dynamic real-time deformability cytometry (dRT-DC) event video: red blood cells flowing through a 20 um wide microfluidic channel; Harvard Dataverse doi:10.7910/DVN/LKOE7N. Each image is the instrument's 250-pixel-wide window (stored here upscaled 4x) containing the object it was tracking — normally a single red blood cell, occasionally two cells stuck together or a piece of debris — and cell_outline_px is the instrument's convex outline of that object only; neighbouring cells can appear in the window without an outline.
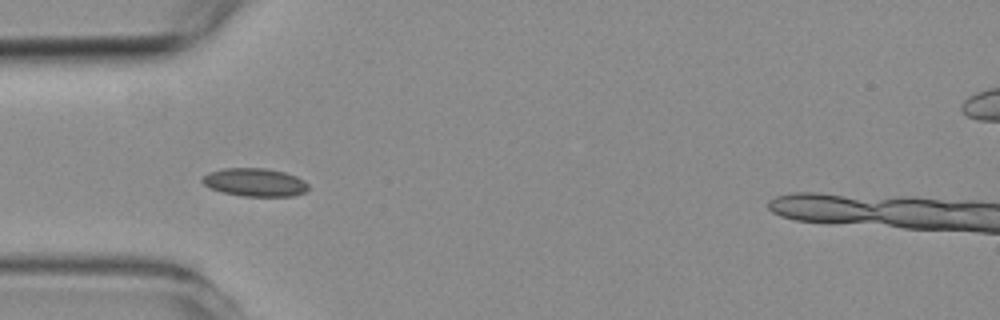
{"species": "common noctule bat (a hibernating species)", "species_latin": "Nyctalus noctula", "temperature_condition": "room temperature", "stored_images_in_passage": 7, "camera_frame_rate_fps": 3000, "um_per_image_px": 0.085, "animal": {"sex": "female", "body_mass_g": 19.3, "forearm_length_mm": 54.1}, "frame": {"image": 1, "passage_image": 4, "time_ms": 4.667, "image_size_px": [1000, 320], "cell_outline_px": [[308, 188], [304, 192], [292, 196], [244, 196], [224, 192], [212, 188], [204, 184], [200, 180], [208, 172], [224, 168], [268, 168], [284, 172], [296, 176], [304, 180], [308, 184]], "centroid_in_image_um": [21.67, 15.48], "position_along_channel_um": 63.3, "area_um2": 17.28}}
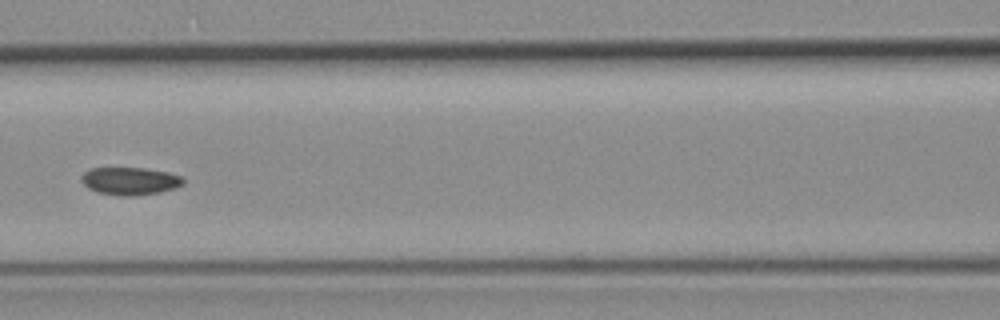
{"frame": {"image": 2, "passage_image": 6, "time_ms": 7.0, "image_size_px": [1000, 320], "cell_outline_px": [[184, 184], [176, 188], [160, 192], [136, 196], [120, 196], [96, 192], [88, 188], [80, 180], [80, 176], [84, 172], [92, 168], [144, 168], [168, 172], [180, 176], [184, 180]], "centroid_in_image_um": [11.04, 15.39], "position_along_channel_um": 155.6, "area_um2": 16.59}}
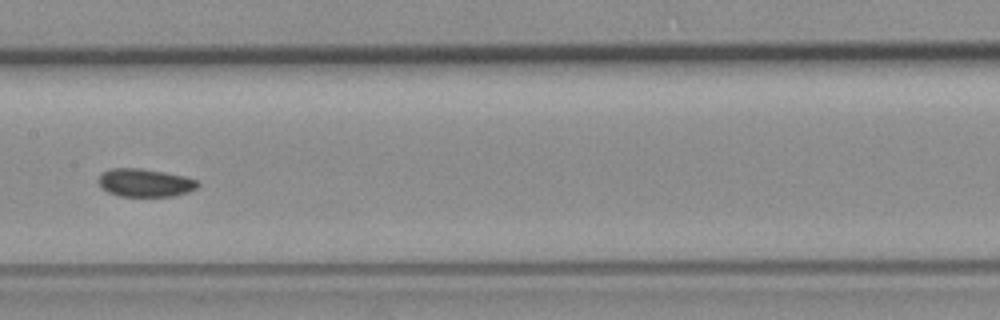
{"frame": {"image": 3, "passage_image": 7, "time_ms": 8.0, "image_size_px": [1000, 320], "cell_outline_px": [[200, 184], [196, 188], [188, 192], [172, 196], [120, 196], [108, 192], [100, 188], [96, 180], [104, 172], [112, 168], [140, 168], [164, 172], [184, 176], [196, 180]], "centroid_in_image_um": [12.29, 15.53], "position_along_channel_um": 195.1, "area_um2": 16.24}}